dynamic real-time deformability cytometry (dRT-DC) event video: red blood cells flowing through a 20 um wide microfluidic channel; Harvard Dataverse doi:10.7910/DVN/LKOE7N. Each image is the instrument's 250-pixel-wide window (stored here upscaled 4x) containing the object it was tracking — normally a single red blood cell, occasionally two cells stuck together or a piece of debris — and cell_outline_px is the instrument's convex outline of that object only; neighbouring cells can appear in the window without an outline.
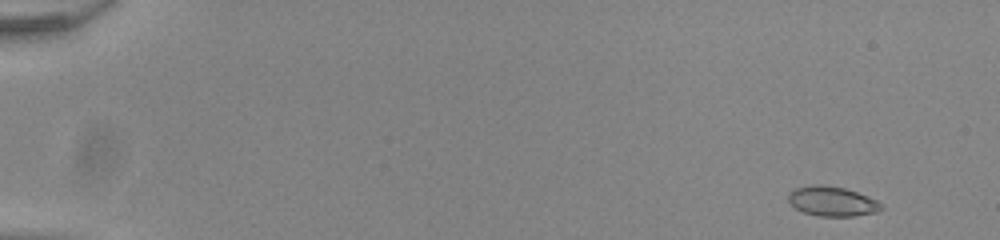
{"species": "common noctule bat (a hibernating species)", "species_latin": "Nyctalus noctula", "temperature_condition": "room temperature", "stored_images_in_passage": 51, "camera_frame_rate_fps": 3000, "um_per_image_px": 0.085, "animal": {"sex": "male", "body_mass_g": 20.0, "forearm_length_mm": 53.3}, "frame": {"image": 1, "passage_image": 1, "time_ms": 0.0, "image_size_px": [1000, 240], "cell_outline_px": [[884, 208], [876, 212], [852, 216], [820, 216], [804, 212], [796, 208], [788, 200], [788, 192], [796, 188], [812, 184], [820, 184], [844, 188], [856, 192], [876, 200]], "centroid_in_image_um": [70.71, 17.1], "position_along_channel_um": 14.3, "area_um2": 15.9}}
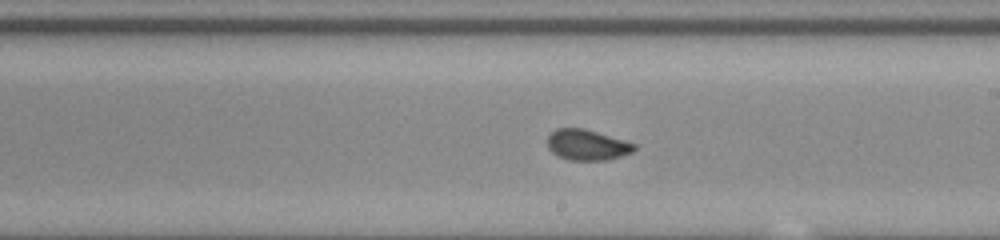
{"frame": {"image": 2, "passage_image": 30, "time_ms": 9.667, "image_size_px": [1000, 240], "cell_outline_px": [[636, 148], [632, 152], [608, 160], [568, 160], [552, 152], [548, 148], [548, 136], [556, 128], [584, 128], [636, 144]], "centroid_in_image_um": [49.9, 12.31], "position_along_channel_um": 239.1, "area_um2": 15.37}}
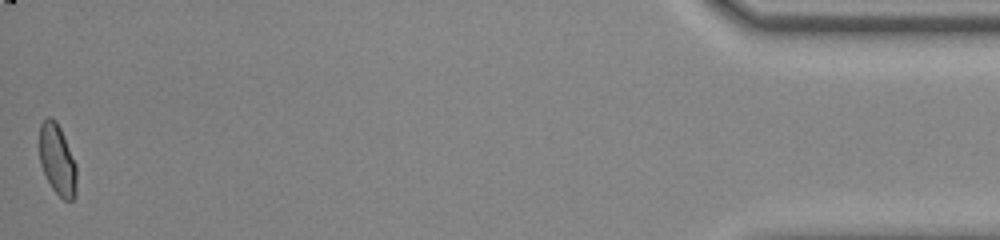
{"frame": {"image": 3, "passage_image": 51, "time_ms": 16.667, "image_size_px": [1000, 240], "cell_outline_px": [[76, 196], [72, 200], [64, 200], [52, 188], [40, 164], [40, 124], [48, 116], [52, 116], [56, 120], [64, 136], [76, 164]], "centroid_in_image_um": [4.88, 13.56], "position_along_channel_um": 430.3, "area_um2": 15.26}, "authors_computed_cell_mechanics": {"area_um2": 15.7216, "velocity_mm_per_s": 3.9133, "shape_relaxation_time_tau1_ms": 11.2727, "shape_relaxation_time_tau2_ms": null, "deformation_change_tau1": 0.186, "deformation_change_tau2": null}}